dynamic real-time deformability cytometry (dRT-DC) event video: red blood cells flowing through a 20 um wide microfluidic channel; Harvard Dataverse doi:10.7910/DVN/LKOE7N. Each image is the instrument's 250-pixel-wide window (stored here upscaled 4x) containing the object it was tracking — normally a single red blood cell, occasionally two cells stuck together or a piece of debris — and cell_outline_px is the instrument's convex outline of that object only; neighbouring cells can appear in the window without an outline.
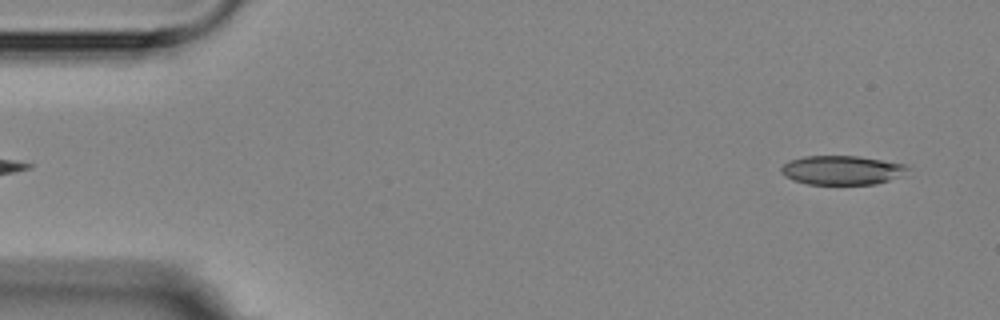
{"species": "Egyptian fruit bat (a non-hibernating species)", "species_latin": "Rousettus aegyptiacus", "temperature_condition": "room temperature", "stored_images_in_passage": 5, "camera_frame_rate_fps": 3000, "um_per_image_px": 0.085, "animal": {"sex": "female"}, "frame": {"image": 1, "passage_image": 1, "time_ms": 0.0, "image_size_px": [1000, 320], "cell_outline_px": [[908, 168], [888, 180], [876, 184], [808, 184], [792, 180], [784, 176], [780, 172], [780, 168], [788, 160], [804, 156], [860, 156], [908, 164]], "centroid_in_image_um": [71.48, 14.45], "position_along_channel_um": 13.5, "area_um2": 21.33}}
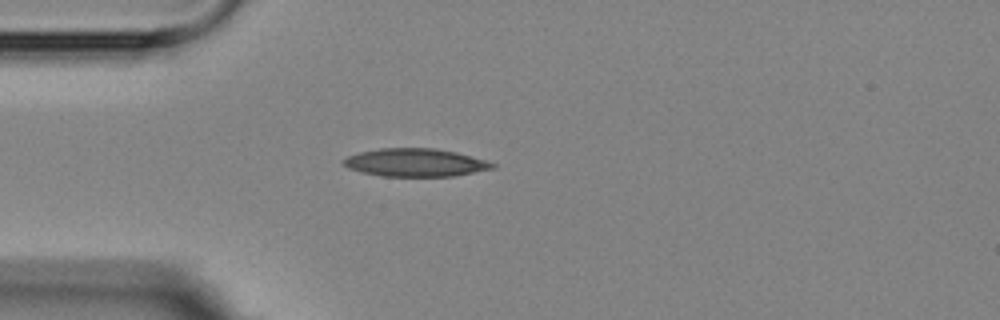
{"frame": {"image": 2, "passage_image": 4, "time_ms": 3.667, "image_size_px": [1000, 320], "cell_outline_px": [[496, 168], [452, 176], [384, 176], [364, 172], [348, 168], [340, 160], [348, 156], [360, 152], [380, 148], [432, 148], [456, 152], [484, 160], [496, 164]], "centroid_in_image_um": [35.3, 13.81], "position_along_channel_um": 49.7, "area_um2": 24.04}}